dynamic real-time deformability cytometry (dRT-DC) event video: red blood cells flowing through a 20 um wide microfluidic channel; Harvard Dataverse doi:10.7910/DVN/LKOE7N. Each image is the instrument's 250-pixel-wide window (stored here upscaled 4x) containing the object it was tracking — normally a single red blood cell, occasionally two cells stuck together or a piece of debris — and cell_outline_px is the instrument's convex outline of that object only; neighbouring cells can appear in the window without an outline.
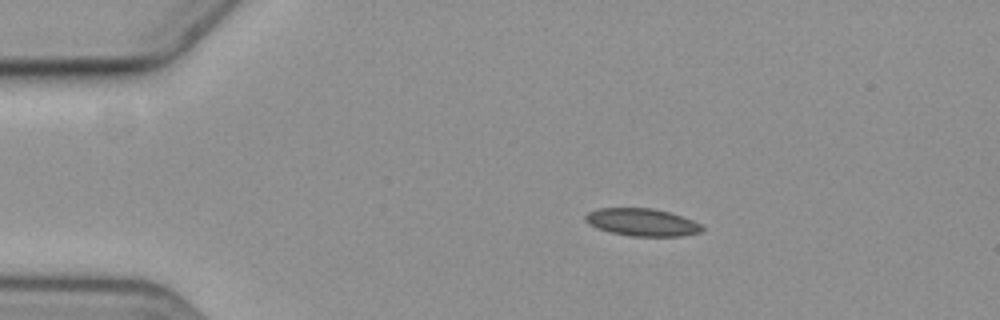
{"species": "common noctule bat (a hibernating species)", "species_latin": "Nyctalus noctula", "temperature_condition": "cold", "stored_images_in_passage": 2, "camera_frame_rate_fps": 3000, "um_per_image_px": 0.085, "animal": {"sex": "female", "body_mass_g": 19.3, "forearm_length_mm": 54.1}, "frame": {"image": 1, "passage_image": 1, "time_ms": 0.0, "image_size_px": [1000, 320], "cell_outline_px": [[704, 232], [684, 236], [628, 236], [596, 228], [588, 224], [584, 220], [584, 216], [588, 212], [600, 208], [652, 208], [668, 212], [692, 220], [700, 224], [704, 228]], "centroid_in_image_um": [54.57, 18.9], "position_along_channel_um": 30.4, "area_um2": 18.79}}